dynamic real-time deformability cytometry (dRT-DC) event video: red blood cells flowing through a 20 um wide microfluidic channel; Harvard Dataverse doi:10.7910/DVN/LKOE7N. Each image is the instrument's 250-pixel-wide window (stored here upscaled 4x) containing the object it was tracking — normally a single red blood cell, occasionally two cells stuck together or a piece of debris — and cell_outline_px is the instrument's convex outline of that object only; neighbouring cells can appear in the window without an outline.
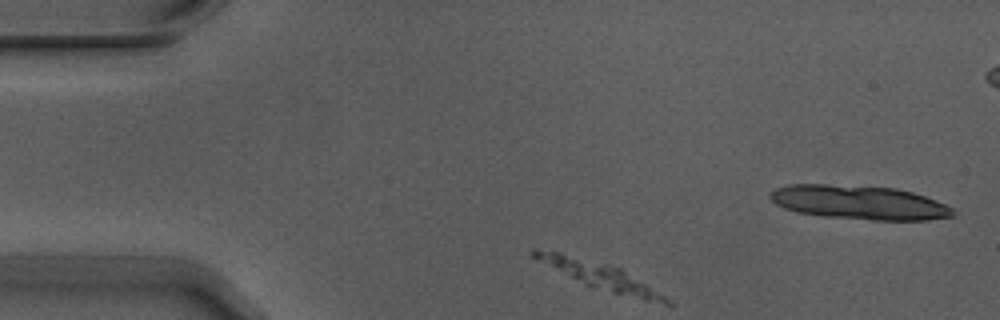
{"species": "Egyptian fruit bat (a non-hibernating species)", "species_latin": "Rousettus aegyptiacus", "temperature_condition": "warm", "stored_images_in_passage": 5, "camera_frame_rate_fps": 3000, "um_per_image_px": 0.085, "animal": {"sex": "male"}, "frame": {"image": 1, "passage_image": 1, "time_ms": 0.0, "image_size_px": [1000, 320], "cell_outline_px": [[672, 304], [664, 304], [592, 288], [532, 256], [528, 252], [532, 248], [536, 248], [560, 252], [620, 268], [664, 296]], "centroid_in_image_um": [50.9, 23.41], "position_along_channel_um": 34.1, "area_um2": 19.36}}